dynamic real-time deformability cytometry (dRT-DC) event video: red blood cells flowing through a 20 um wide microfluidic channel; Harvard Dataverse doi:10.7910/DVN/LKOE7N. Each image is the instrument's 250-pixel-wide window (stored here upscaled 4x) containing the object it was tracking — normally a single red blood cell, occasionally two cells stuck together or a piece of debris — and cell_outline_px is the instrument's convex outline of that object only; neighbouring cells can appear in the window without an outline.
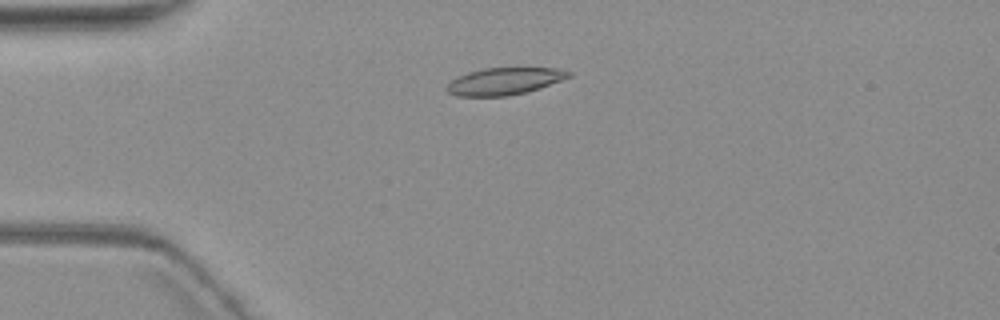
{"species": "common noctule bat (a hibernating species)", "species_latin": "Nyctalus noctula", "temperature_condition": "warm", "stored_images_in_passage": 4, "camera_frame_rate_fps": 3000, "um_per_image_px": 0.085, "animal": {"sex": "female", "body_mass_g": 19.3, "forearm_length_mm": 54.1}, "frame": {"image": 1, "passage_image": 3, "time_ms": 2.333, "image_size_px": [1000, 320], "cell_outline_px": [[572, 76], [540, 88], [508, 96], [456, 96], [448, 92], [444, 88], [452, 80], [468, 72], [484, 68], [560, 68], [572, 72]], "centroid_in_image_um": [42.89, 6.9], "position_along_channel_um": 42.1, "area_um2": 19.19}}